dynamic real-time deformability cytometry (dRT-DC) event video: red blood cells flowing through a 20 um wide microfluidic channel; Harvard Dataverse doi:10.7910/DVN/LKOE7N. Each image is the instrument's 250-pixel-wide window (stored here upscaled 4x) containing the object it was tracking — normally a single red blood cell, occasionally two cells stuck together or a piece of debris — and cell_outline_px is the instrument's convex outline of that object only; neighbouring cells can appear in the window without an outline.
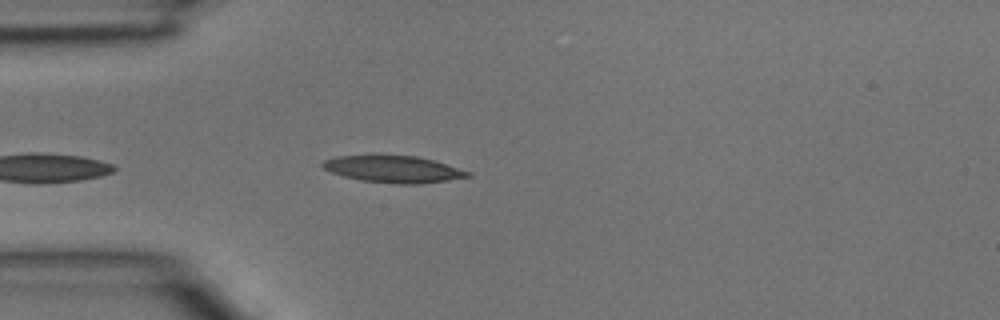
{"species": "common noctule bat (a hibernating species)", "species_latin": "Nyctalus noctula", "temperature_condition": "room temperature", "stored_images_in_passage": 4, "camera_frame_rate_fps": 3000, "um_per_image_px": 0.085, "animal": {"sex": "male", "body_mass_g": 15.6}, "frame": {"image": 1, "passage_image": 4, "time_ms": 1.0, "image_size_px": [1000, 320], "cell_outline_px": [[472, 176], [448, 180], [416, 184], [396, 184], [360, 180], [344, 176], [332, 172], [324, 168], [320, 164], [324, 160], [336, 156], [376, 152], [416, 156], [432, 160], [472, 172]], "centroid_in_image_um": [33.38, 14.33], "position_along_channel_um": 51.6, "area_um2": 23.52}}